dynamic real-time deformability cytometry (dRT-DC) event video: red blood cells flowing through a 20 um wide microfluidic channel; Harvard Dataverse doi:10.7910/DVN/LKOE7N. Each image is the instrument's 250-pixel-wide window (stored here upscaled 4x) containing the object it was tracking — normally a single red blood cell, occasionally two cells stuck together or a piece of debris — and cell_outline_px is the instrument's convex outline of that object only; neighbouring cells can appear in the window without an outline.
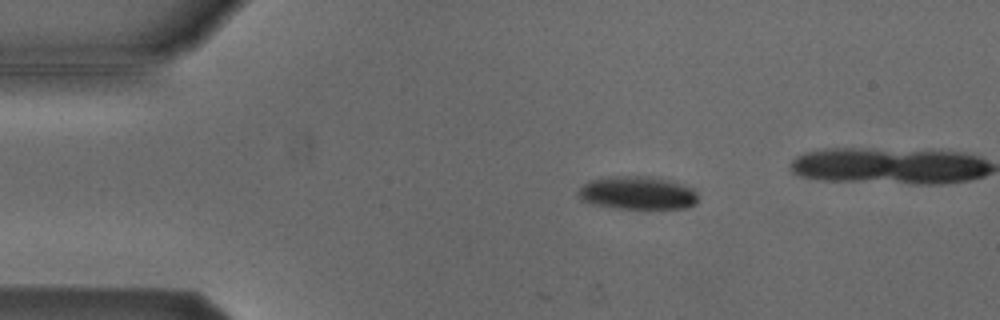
{"species": "Egyptian fruit bat (a non-hibernating species)", "species_latin": "Rousettus aegyptiacus", "temperature_condition": "cold", "stored_images_in_passage": 8, "segment_of_instrument_passage": [1, 2], "camera_frame_rate_fps": 3000, "um_per_image_px": 0.085, "animal": {"sex": "male"}, "frame": {"image": 1, "passage_image": 3, "time_ms": 0.667, "image_size_px": [1000, 320], "cell_outline_px": [[696, 204], [688, 208], [648, 212], [644, 212], [616, 208], [592, 204], [576, 196], [576, 192], [588, 180], [608, 176], [648, 176], [680, 184], [692, 188], [696, 192]], "centroid_in_image_um": [54.17, 16.46], "position_along_channel_um": 30.8, "area_um2": 24.1}}
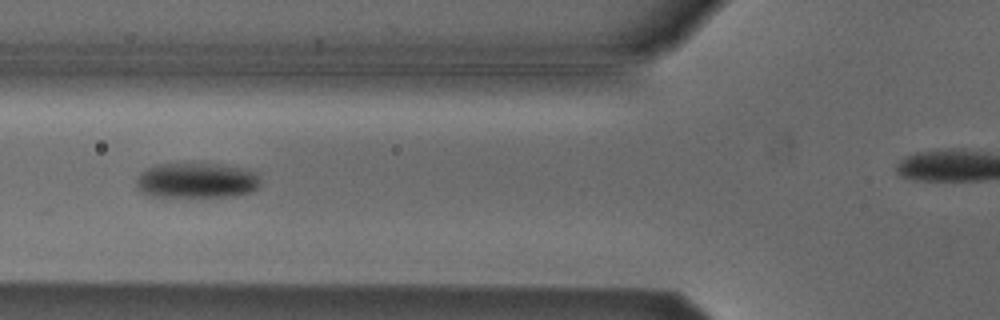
{"frame": {"image": 2, "passage_image": 6, "time_ms": 1.667, "image_size_px": [1000, 320], "cell_outline_px": [[260, 184], [252, 192], [236, 196], [152, 196], [140, 192], [136, 184], [136, 180], [140, 172], [148, 168], [160, 164], [216, 164], [256, 172]], "centroid_in_image_um": [16.68, 15.35], "position_along_channel_um": 109.1, "area_um2": 25.14}}
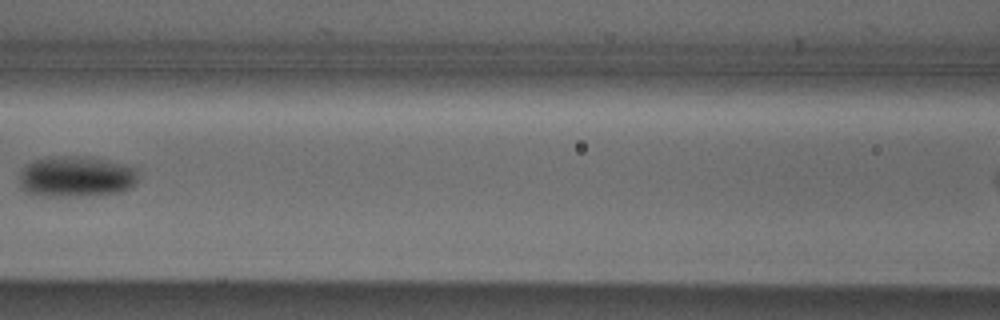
{"frame": {"image": 3, "passage_image": 7, "time_ms": 2.0, "image_size_px": [1000, 320], "cell_outline_px": [[140, 180], [132, 188], [120, 192], [80, 196], [36, 196], [28, 192], [20, 184], [20, 172], [28, 164], [36, 160], [68, 156], [76, 156], [104, 160], [136, 168], [140, 176]], "centroid_in_image_um": [6.54, 15.04], "position_along_channel_um": 160.1, "area_um2": 28.09}}